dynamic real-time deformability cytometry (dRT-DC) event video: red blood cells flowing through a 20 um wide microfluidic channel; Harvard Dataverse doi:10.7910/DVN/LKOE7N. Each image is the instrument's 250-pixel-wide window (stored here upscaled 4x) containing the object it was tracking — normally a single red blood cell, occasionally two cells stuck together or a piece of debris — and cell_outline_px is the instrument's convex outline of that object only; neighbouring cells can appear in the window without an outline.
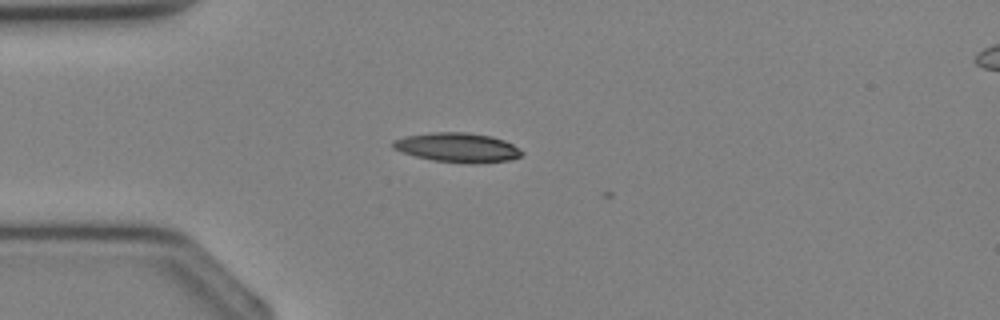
{"species": "Egyptian fruit bat (a non-hibernating species)", "species_latin": "Rousettus aegyptiacus", "temperature_condition": "cold", "stored_images_in_passage": 4, "camera_frame_rate_fps": 3000, "um_per_image_px": 0.085, "animal": {"sex": "female"}, "frame": {"image": 1, "passage_image": 3, "time_ms": 0.667, "image_size_px": [1000, 320], "cell_outline_px": [[524, 152], [520, 156], [508, 160], [432, 160], [416, 156], [392, 148], [392, 140], [404, 136], [432, 132], [464, 132], [492, 136], [504, 140], [520, 148]], "centroid_in_image_um": [38.82, 12.47], "position_along_channel_um": 46.2, "area_um2": 20.98}}